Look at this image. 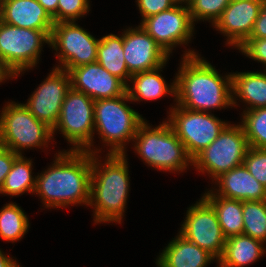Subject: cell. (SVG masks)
Segmentation results:
<instances>
[{
	"label": "cell",
	"instance_id": "29",
	"mask_svg": "<svg viewBox=\"0 0 266 267\" xmlns=\"http://www.w3.org/2000/svg\"><path fill=\"white\" fill-rule=\"evenodd\" d=\"M242 116L241 125L249 146L266 148V107L245 110Z\"/></svg>",
	"mask_w": 266,
	"mask_h": 267
},
{
	"label": "cell",
	"instance_id": "26",
	"mask_svg": "<svg viewBox=\"0 0 266 267\" xmlns=\"http://www.w3.org/2000/svg\"><path fill=\"white\" fill-rule=\"evenodd\" d=\"M32 169V160L19 155L0 188V194L17 196L27 191L33 193L36 178L31 175Z\"/></svg>",
	"mask_w": 266,
	"mask_h": 267
},
{
	"label": "cell",
	"instance_id": "15",
	"mask_svg": "<svg viewBox=\"0 0 266 267\" xmlns=\"http://www.w3.org/2000/svg\"><path fill=\"white\" fill-rule=\"evenodd\" d=\"M123 50L131 74L157 69L169 59V55L140 25L123 33Z\"/></svg>",
	"mask_w": 266,
	"mask_h": 267
},
{
	"label": "cell",
	"instance_id": "3",
	"mask_svg": "<svg viewBox=\"0 0 266 267\" xmlns=\"http://www.w3.org/2000/svg\"><path fill=\"white\" fill-rule=\"evenodd\" d=\"M104 163L101 165L97 156L91 154L92 176L88 206H94L95 223H121L130 187L127 158L125 154L107 153Z\"/></svg>",
	"mask_w": 266,
	"mask_h": 267
},
{
	"label": "cell",
	"instance_id": "37",
	"mask_svg": "<svg viewBox=\"0 0 266 267\" xmlns=\"http://www.w3.org/2000/svg\"><path fill=\"white\" fill-rule=\"evenodd\" d=\"M52 17L57 12L58 0H37Z\"/></svg>",
	"mask_w": 266,
	"mask_h": 267
},
{
	"label": "cell",
	"instance_id": "8",
	"mask_svg": "<svg viewBox=\"0 0 266 267\" xmlns=\"http://www.w3.org/2000/svg\"><path fill=\"white\" fill-rule=\"evenodd\" d=\"M250 148L242 125L228 124L219 136L193 160L192 165L214 180L221 174L243 164Z\"/></svg>",
	"mask_w": 266,
	"mask_h": 267
},
{
	"label": "cell",
	"instance_id": "35",
	"mask_svg": "<svg viewBox=\"0 0 266 267\" xmlns=\"http://www.w3.org/2000/svg\"><path fill=\"white\" fill-rule=\"evenodd\" d=\"M19 155L12 150L0 146V188L8 173L11 171L14 160Z\"/></svg>",
	"mask_w": 266,
	"mask_h": 267
},
{
	"label": "cell",
	"instance_id": "32",
	"mask_svg": "<svg viewBox=\"0 0 266 267\" xmlns=\"http://www.w3.org/2000/svg\"><path fill=\"white\" fill-rule=\"evenodd\" d=\"M243 164L249 173L266 188V148L250 147Z\"/></svg>",
	"mask_w": 266,
	"mask_h": 267
},
{
	"label": "cell",
	"instance_id": "17",
	"mask_svg": "<svg viewBox=\"0 0 266 267\" xmlns=\"http://www.w3.org/2000/svg\"><path fill=\"white\" fill-rule=\"evenodd\" d=\"M262 3L255 0L230 1L212 26L227 37L226 44L236 49L250 36Z\"/></svg>",
	"mask_w": 266,
	"mask_h": 267
},
{
	"label": "cell",
	"instance_id": "36",
	"mask_svg": "<svg viewBox=\"0 0 266 267\" xmlns=\"http://www.w3.org/2000/svg\"><path fill=\"white\" fill-rule=\"evenodd\" d=\"M248 38H266V0L261 5L258 18Z\"/></svg>",
	"mask_w": 266,
	"mask_h": 267
},
{
	"label": "cell",
	"instance_id": "22",
	"mask_svg": "<svg viewBox=\"0 0 266 267\" xmlns=\"http://www.w3.org/2000/svg\"><path fill=\"white\" fill-rule=\"evenodd\" d=\"M263 71L231 73L232 107L237 105L236 96L250 105L246 110L266 107V71Z\"/></svg>",
	"mask_w": 266,
	"mask_h": 267
},
{
	"label": "cell",
	"instance_id": "6",
	"mask_svg": "<svg viewBox=\"0 0 266 267\" xmlns=\"http://www.w3.org/2000/svg\"><path fill=\"white\" fill-rule=\"evenodd\" d=\"M52 128L37 120L22 103L8 102L0 115V146L22 155L23 149L48 147Z\"/></svg>",
	"mask_w": 266,
	"mask_h": 267
},
{
	"label": "cell",
	"instance_id": "20",
	"mask_svg": "<svg viewBox=\"0 0 266 267\" xmlns=\"http://www.w3.org/2000/svg\"><path fill=\"white\" fill-rule=\"evenodd\" d=\"M157 259L158 267H206L215 257L179 234Z\"/></svg>",
	"mask_w": 266,
	"mask_h": 267
},
{
	"label": "cell",
	"instance_id": "19",
	"mask_svg": "<svg viewBox=\"0 0 266 267\" xmlns=\"http://www.w3.org/2000/svg\"><path fill=\"white\" fill-rule=\"evenodd\" d=\"M219 185L214 193L240 201L266 200V188L247 170L244 164L234 167L215 179Z\"/></svg>",
	"mask_w": 266,
	"mask_h": 267
},
{
	"label": "cell",
	"instance_id": "4",
	"mask_svg": "<svg viewBox=\"0 0 266 267\" xmlns=\"http://www.w3.org/2000/svg\"><path fill=\"white\" fill-rule=\"evenodd\" d=\"M133 141L135 151L153 168L165 171H184L191 164L184 144L166 121L152 128L144 121L138 128Z\"/></svg>",
	"mask_w": 266,
	"mask_h": 267
},
{
	"label": "cell",
	"instance_id": "21",
	"mask_svg": "<svg viewBox=\"0 0 266 267\" xmlns=\"http://www.w3.org/2000/svg\"><path fill=\"white\" fill-rule=\"evenodd\" d=\"M264 242L245 234L226 238L219 267H243L256 262L265 252Z\"/></svg>",
	"mask_w": 266,
	"mask_h": 267
},
{
	"label": "cell",
	"instance_id": "2",
	"mask_svg": "<svg viewBox=\"0 0 266 267\" xmlns=\"http://www.w3.org/2000/svg\"><path fill=\"white\" fill-rule=\"evenodd\" d=\"M175 76L176 104L194 111L210 112L232 106L231 73L225 77L194 50L184 53Z\"/></svg>",
	"mask_w": 266,
	"mask_h": 267
},
{
	"label": "cell",
	"instance_id": "31",
	"mask_svg": "<svg viewBox=\"0 0 266 267\" xmlns=\"http://www.w3.org/2000/svg\"><path fill=\"white\" fill-rule=\"evenodd\" d=\"M89 0H58L57 12L52 16L53 22H72L88 13Z\"/></svg>",
	"mask_w": 266,
	"mask_h": 267
},
{
	"label": "cell",
	"instance_id": "39",
	"mask_svg": "<svg viewBox=\"0 0 266 267\" xmlns=\"http://www.w3.org/2000/svg\"><path fill=\"white\" fill-rule=\"evenodd\" d=\"M0 267H20V265L0 250Z\"/></svg>",
	"mask_w": 266,
	"mask_h": 267
},
{
	"label": "cell",
	"instance_id": "42",
	"mask_svg": "<svg viewBox=\"0 0 266 267\" xmlns=\"http://www.w3.org/2000/svg\"><path fill=\"white\" fill-rule=\"evenodd\" d=\"M231 1H237V0H231ZM255 1H263L264 2L265 0H255Z\"/></svg>",
	"mask_w": 266,
	"mask_h": 267
},
{
	"label": "cell",
	"instance_id": "28",
	"mask_svg": "<svg viewBox=\"0 0 266 267\" xmlns=\"http://www.w3.org/2000/svg\"><path fill=\"white\" fill-rule=\"evenodd\" d=\"M243 234L266 243V200L243 201Z\"/></svg>",
	"mask_w": 266,
	"mask_h": 267
},
{
	"label": "cell",
	"instance_id": "11",
	"mask_svg": "<svg viewBox=\"0 0 266 267\" xmlns=\"http://www.w3.org/2000/svg\"><path fill=\"white\" fill-rule=\"evenodd\" d=\"M99 42L100 39H96L75 21L54 23L49 45L59 53L56 56L61 66L56 68L69 72L77 66L96 62Z\"/></svg>",
	"mask_w": 266,
	"mask_h": 267
},
{
	"label": "cell",
	"instance_id": "30",
	"mask_svg": "<svg viewBox=\"0 0 266 267\" xmlns=\"http://www.w3.org/2000/svg\"><path fill=\"white\" fill-rule=\"evenodd\" d=\"M231 0H190L187 3L192 21L210 20L214 25Z\"/></svg>",
	"mask_w": 266,
	"mask_h": 267
},
{
	"label": "cell",
	"instance_id": "10",
	"mask_svg": "<svg viewBox=\"0 0 266 267\" xmlns=\"http://www.w3.org/2000/svg\"><path fill=\"white\" fill-rule=\"evenodd\" d=\"M44 43L50 44V36L43 30L0 23V60L16 76L36 66Z\"/></svg>",
	"mask_w": 266,
	"mask_h": 267
},
{
	"label": "cell",
	"instance_id": "12",
	"mask_svg": "<svg viewBox=\"0 0 266 267\" xmlns=\"http://www.w3.org/2000/svg\"><path fill=\"white\" fill-rule=\"evenodd\" d=\"M198 201L188 208L179 234L208 251L218 261L224 251L226 237L213 207L203 197Z\"/></svg>",
	"mask_w": 266,
	"mask_h": 267
},
{
	"label": "cell",
	"instance_id": "1",
	"mask_svg": "<svg viewBox=\"0 0 266 267\" xmlns=\"http://www.w3.org/2000/svg\"><path fill=\"white\" fill-rule=\"evenodd\" d=\"M48 170L35 176L33 193L42 198L45 207L89 205L91 189V153L88 151H61Z\"/></svg>",
	"mask_w": 266,
	"mask_h": 267
},
{
	"label": "cell",
	"instance_id": "25",
	"mask_svg": "<svg viewBox=\"0 0 266 267\" xmlns=\"http://www.w3.org/2000/svg\"><path fill=\"white\" fill-rule=\"evenodd\" d=\"M123 53V35L109 34L100 39L96 62L128 85L132 74L128 71Z\"/></svg>",
	"mask_w": 266,
	"mask_h": 267
},
{
	"label": "cell",
	"instance_id": "38",
	"mask_svg": "<svg viewBox=\"0 0 266 267\" xmlns=\"http://www.w3.org/2000/svg\"><path fill=\"white\" fill-rule=\"evenodd\" d=\"M17 77L4 62L0 60V83L5 79Z\"/></svg>",
	"mask_w": 266,
	"mask_h": 267
},
{
	"label": "cell",
	"instance_id": "23",
	"mask_svg": "<svg viewBox=\"0 0 266 267\" xmlns=\"http://www.w3.org/2000/svg\"><path fill=\"white\" fill-rule=\"evenodd\" d=\"M166 63L157 69L138 72L132 74L130 81L133 87L127 85L126 92L128 93L131 102L142 100H156L164 95L174 94L176 97V80L171 85H167L164 77L160 75L161 69L164 68Z\"/></svg>",
	"mask_w": 266,
	"mask_h": 267
},
{
	"label": "cell",
	"instance_id": "9",
	"mask_svg": "<svg viewBox=\"0 0 266 267\" xmlns=\"http://www.w3.org/2000/svg\"><path fill=\"white\" fill-rule=\"evenodd\" d=\"M169 114L167 122L184 144L192 160L207 148L229 124L209 112L185 109L177 104L172 106Z\"/></svg>",
	"mask_w": 266,
	"mask_h": 267
},
{
	"label": "cell",
	"instance_id": "34",
	"mask_svg": "<svg viewBox=\"0 0 266 267\" xmlns=\"http://www.w3.org/2000/svg\"><path fill=\"white\" fill-rule=\"evenodd\" d=\"M136 2L143 18L141 21L162 11L168 10L177 4L175 0H137Z\"/></svg>",
	"mask_w": 266,
	"mask_h": 267
},
{
	"label": "cell",
	"instance_id": "7",
	"mask_svg": "<svg viewBox=\"0 0 266 267\" xmlns=\"http://www.w3.org/2000/svg\"><path fill=\"white\" fill-rule=\"evenodd\" d=\"M61 131L64 138L72 144L70 150L88 151L91 154L99 153L98 149L93 151L94 131V100L83 92L68 90L61 107V113L57 124L52 129ZM74 144V145H73Z\"/></svg>",
	"mask_w": 266,
	"mask_h": 267
},
{
	"label": "cell",
	"instance_id": "40",
	"mask_svg": "<svg viewBox=\"0 0 266 267\" xmlns=\"http://www.w3.org/2000/svg\"><path fill=\"white\" fill-rule=\"evenodd\" d=\"M2 11H3V0H0V23L3 22Z\"/></svg>",
	"mask_w": 266,
	"mask_h": 267
},
{
	"label": "cell",
	"instance_id": "5",
	"mask_svg": "<svg viewBox=\"0 0 266 267\" xmlns=\"http://www.w3.org/2000/svg\"><path fill=\"white\" fill-rule=\"evenodd\" d=\"M125 101H131L127 92L115 98L94 101V130L103 143L111 146L109 154H126V142L133 141L139 126L145 121Z\"/></svg>",
	"mask_w": 266,
	"mask_h": 267
},
{
	"label": "cell",
	"instance_id": "27",
	"mask_svg": "<svg viewBox=\"0 0 266 267\" xmlns=\"http://www.w3.org/2000/svg\"><path fill=\"white\" fill-rule=\"evenodd\" d=\"M29 220L16 203H8L0 210V237L6 241H18L28 232Z\"/></svg>",
	"mask_w": 266,
	"mask_h": 267
},
{
	"label": "cell",
	"instance_id": "33",
	"mask_svg": "<svg viewBox=\"0 0 266 267\" xmlns=\"http://www.w3.org/2000/svg\"><path fill=\"white\" fill-rule=\"evenodd\" d=\"M237 49L266 66V38H247Z\"/></svg>",
	"mask_w": 266,
	"mask_h": 267
},
{
	"label": "cell",
	"instance_id": "18",
	"mask_svg": "<svg viewBox=\"0 0 266 267\" xmlns=\"http://www.w3.org/2000/svg\"><path fill=\"white\" fill-rule=\"evenodd\" d=\"M2 15L9 25L43 30L51 36L53 19L37 0H3Z\"/></svg>",
	"mask_w": 266,
	"mask_h": 267
},
{
	"label": "cell",
	"instance_id": "16",
	"mask_svg": "<svg viewBox=\"0 0 266 267\" xmlns=\"http://www.w3.org/2000/svg\"><path fill=\"white\" fill-rule=\"evenodd\" d=\"M71 87L83 92L94 101L115 98L126 93L127 85L110 74L98 62L72 68L69 71Z\"/></svg>",
	"mask_w": 266,
	"mask_h": 267
},
{
	"label": "cell",
	"instance_id": "24",
	"mask_svg": "<svg viewBox=\"0 0 266 267\" xmlns=\"http://www.w3.org/2000/svg\"><path fill=\"white\" fill-rule=\"evenodd\" d=\"M215 210L226 238L243 234V201L216 195L213 190L202 196Z\"/></svg>",
	"mask_w": 266,
	"mask_h": 267
},
{
	"label": "cell",
	"instance_id": "13",
	"mask_svg": "<svg viewBox=\"0 0 266 267\" xmlns=\"http://www.w3.org/2000/svg\"><path fill=\"white\" fill-rule=\"evenodd\" d=\"M185 5L177 3L172 8L145 18L140 23L169 56L174 47L187 44L193 36L195 23L187 4Z\"/></svg>",
	"mask_w": 266,
	"mask_h": 267
},
{
	"label": "cell",
	"instance_id": "41",
	"mask_svg": "<svg viewBox=\"0 0 266 267\" xmlns=\"http://www.w3.org/2000/svg\"><path fill=\"white\" fill-rule=\"evenodd\" d=\"M177 3H180V4H187L190 0H175Z\"/></svg>",
	"mask_w": 266,
	"mask_h": 267
},
{
	"label": "cell",
	"instance_id": "14",
	"mask_svg": "<svg viewBox=\"0 0 266 267\" xmlns=\"http://www.w3.org/2000/svg\"><path fill=\"white\" fill-rule=\"evenodd\" d=\"M70 88L69 72L54 68L24 105L37 120L53 129L58 122L63 101Z\"/></svg>",
	"mask_w": 266,
	"mask_h": 267
}]
</instances>
